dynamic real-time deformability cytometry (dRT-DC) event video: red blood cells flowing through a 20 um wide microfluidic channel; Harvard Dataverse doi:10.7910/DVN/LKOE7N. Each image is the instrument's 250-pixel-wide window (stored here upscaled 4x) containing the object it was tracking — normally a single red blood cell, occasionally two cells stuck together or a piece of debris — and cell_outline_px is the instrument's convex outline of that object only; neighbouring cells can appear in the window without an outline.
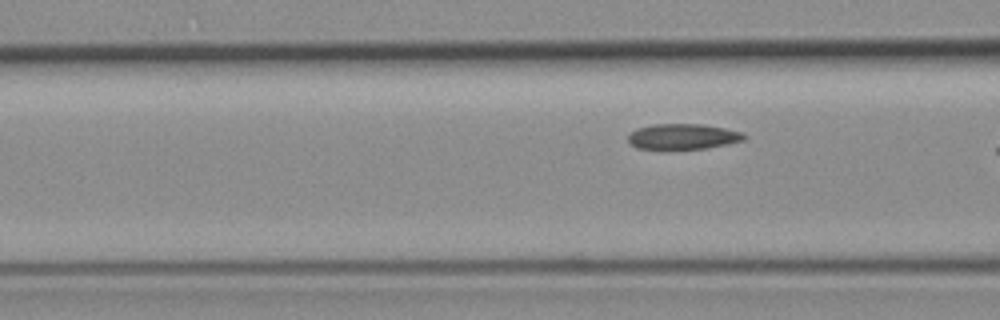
{"species": "common noctule bat (a hibernating species)", "species_latin": "Nyctalus noctula", "temperature_condition": "room temperature", "stored_images_in_passage": 3, "segment_of_instrument_passage": [2, 2], "camera_frame_rate_fps": 3000, "um_per_image_px": 0.085, "animal": {"sex": "female", "body_mass_g": 19.3, "forearm_length_mm": 54.1}, "frame": {"image": 1, "passage_image": 3, "time_ms": 3.333, "image_size_px": [1000, 320], "cell_outline_px": [[748, 136], [744, 140], [704, 148], [636, 148], [628, 140], [628, 136], [636, 128], [652, 124], [704, 124], [744, 132]], "centroid_in_image_um": [58.07, 11.58], "position_along_channel_um": 108.5, "area_um2": 16.99}}